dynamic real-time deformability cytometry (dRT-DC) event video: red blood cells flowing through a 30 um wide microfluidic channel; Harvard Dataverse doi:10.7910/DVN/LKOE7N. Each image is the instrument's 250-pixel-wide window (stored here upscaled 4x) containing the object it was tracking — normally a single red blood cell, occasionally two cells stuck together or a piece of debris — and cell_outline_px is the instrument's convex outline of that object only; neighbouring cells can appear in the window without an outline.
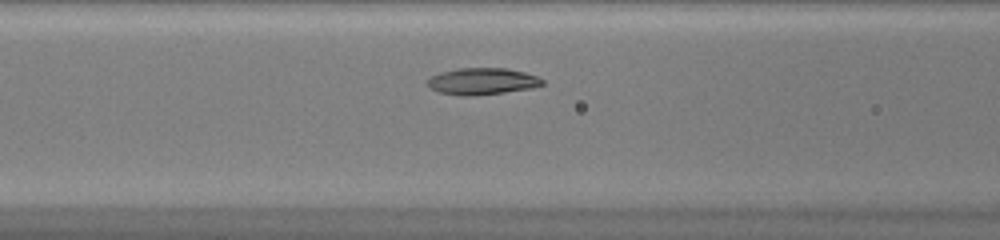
{"species": "common noctule bat (a hibernating species)", "species_latin": "Nyctalus noctula", "temperature_condition": "warm", "stored_images_in_passage": 33, "camera_frame_rate_fps": 3000, "um_per_image_px": 0.085, "animal": {"sex": "female", "body_mass_g": 20.0, "forearm_length_mm": 54.0}, "frame": {"image": 1, "passage_image": 9, "time_ms": 2.667, "image_size_px": [1000, 240], "cell_outline_px": [[544, 84], [532, 88], [476, 96], [464, 96], [440, 92], [428, 88], [424, 84], [432, 76], [440, 72], [456, 68], [504, 68], [524, 72], [536, 76], [544, 80]], "centroid_in_image_um": [40.95, 6.91], "position_along_channel_um": 125.7, "area_um2": 17.98}}
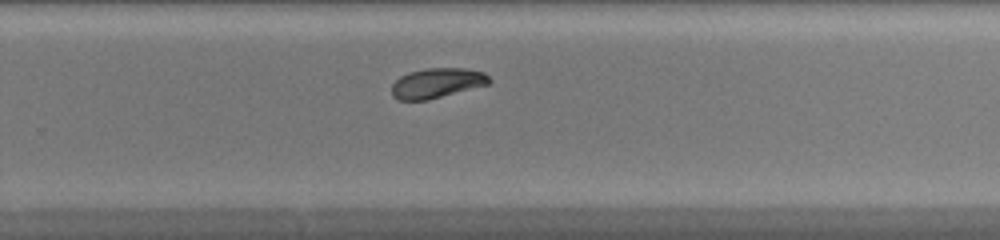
{"frame": {"image": 2, "passage_image": 21, "time_ms": 6.667, "image_size_px": [1000, 240], "cell_outline_px": [[492, 80], [488, 84], [428, 100], [400, 100], [392, 96], [392, 84], [400, 76], [408, 72], [424, 68], [464, 68], [484, 72]], "centroid_in_image_um": [37.12, 7.05], "position_along_channel_um": 292.7, "area_um2": 16.99}}
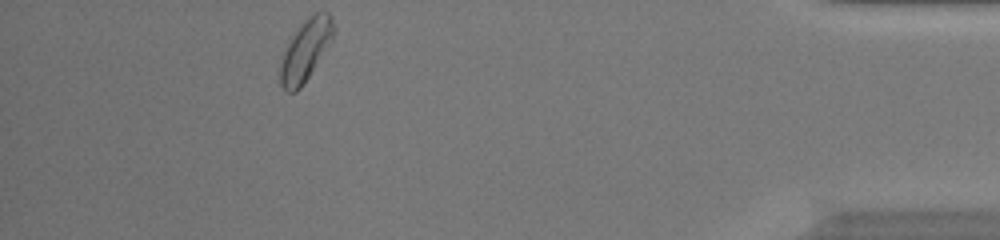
{"frame": {"image": 3, "passage_image": 33, "time_ms": 10.667, "image_size_px": [1000, 240], "cell_outline_px": [[336, 28], [332, 40], [300, 88], [296, 92], [284, 92], [280, 84], [280, 56], [284, 44], [304, 20], [312, 12], [328, 12], [332, 16]], "centroid_in_image_um": [25.94, 4.23], "position_along_channel_um": 409.3, "area_um2": 19.48}, "authors_computed_cell_mechanics": {"area_um2": 17.6868, "velocity_mm_per_s": 4.1872, "shape_relaxation_time_tau1_ms": 2.6619, "shape_relaxation_time_tau2_ms": null, "deformation_change_tau1": 0.1326, "deformation_change_tau2": null}}